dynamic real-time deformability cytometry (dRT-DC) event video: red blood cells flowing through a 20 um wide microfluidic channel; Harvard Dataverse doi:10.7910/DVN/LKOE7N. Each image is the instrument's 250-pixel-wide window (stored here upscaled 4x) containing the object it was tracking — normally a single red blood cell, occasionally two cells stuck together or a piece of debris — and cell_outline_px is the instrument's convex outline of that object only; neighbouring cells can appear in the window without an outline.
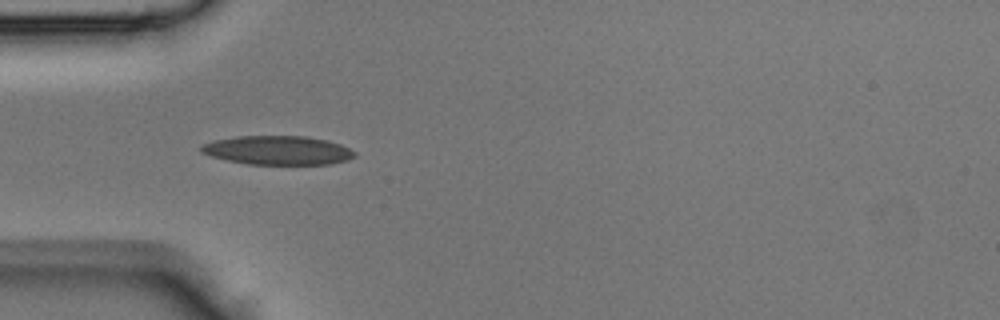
{"species": "Egyptian fruit bat (a non-hibernating species)", "species_latin": "Rousettus aegyptiacus", "temperature_condition": "room temperature", "stored_images_in_passage": 4, "camera_frame_rate_fps": 3000, "um_per_image_px": 0.085, "animal": {"sex": "male"}, "frame": {"image": 1, "passage_image": 1, "time_ms": 0.0, "image_size_px": [1000, 320], "cell_outline_px": [[356, 156], [348, 160], [328, 164], [248, 164], [228, 160], [212, 156], [200, 152], [200, 144], [212, 140], [236, 136], [308, 136], [328, 140], [340, 144], [356, 152]], "centroid_in_image_um": [23.6, 12.76], "position_along_channel_um": 61.4, "area_um2": 26.01}}